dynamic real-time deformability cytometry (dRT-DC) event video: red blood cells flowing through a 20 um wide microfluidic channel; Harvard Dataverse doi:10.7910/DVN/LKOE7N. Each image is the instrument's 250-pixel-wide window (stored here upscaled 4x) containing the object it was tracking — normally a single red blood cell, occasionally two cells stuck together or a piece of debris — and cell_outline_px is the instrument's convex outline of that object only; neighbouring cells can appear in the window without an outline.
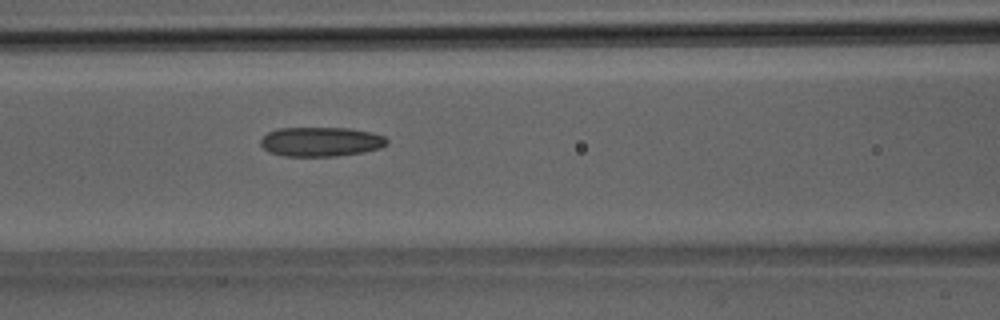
{"species": "Egyptian fruit bat (a non-hibernating species)", "species_latin": "Rousettus aegyptiacus", "temperature_condition": "room temperature", "stored_images_in_passage": 39, "camera_frame_rate_fps": 3000, "um_per_image_px": 0.085, "animal": {"sex": "male"}, "frame": {"image": 1, "passage_image": 17, "time_ms": 5.333, "image_size_px": [1000, 320], "cell_outline_px": [[388, 144], [380, 148], [364, 152], [336, 156], [284, 156], [268, 152], [260, 144], [260, 140], [268, 132], [276, 128], [348, 128], [372, 132], [384, 136], [388, 140]], "centroid_in_image_um": [27.28, 12.04], "position_along_channel_um": 139.3, "area_um2": 21.79}}
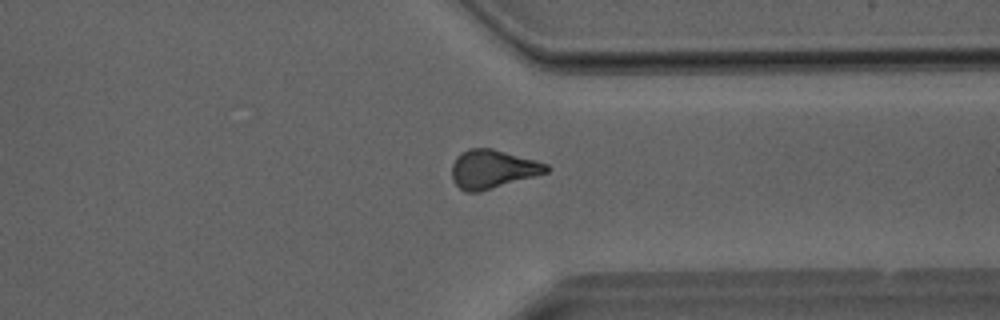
{"frame": {"image": 2, "passage_image": 30, "time_ms": 9.667, "image_size_px": [1000, 320], "cell_outline_px": [[548, 172], [480, 192], [464, 192], [452, 180], [452, 164], [456, 156], [460, 152], [468, 148], [492, 148], [536, 160], [548, 164]], "centroid_in_image_um": [41.84, 14.37], "position_along_channel_um": 369.6, "area_um2": 21.33}}
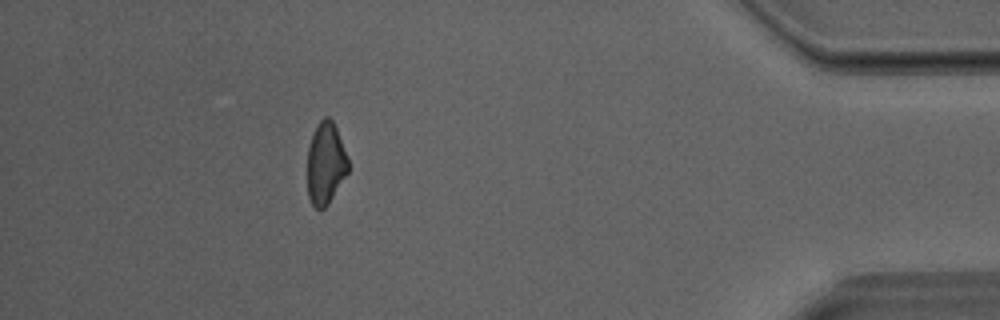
{"frame": {"image": 3, "passage_image": 35, "time_ms": 11.333, "image_size_px": [1000, 320], "cell_outline_px": [[348, 172], [328, 204], [324, 208], [316, 208], [312, 204], [308, 196], [308, 148], [316, 124], [324, 116], [328, 116], [332, 120], [336, 128], [348, 160]], "centroid_in_image_um": [27.67, 13.87], "position_along_channel_um": 407.5, "area_um2": 19.25}}